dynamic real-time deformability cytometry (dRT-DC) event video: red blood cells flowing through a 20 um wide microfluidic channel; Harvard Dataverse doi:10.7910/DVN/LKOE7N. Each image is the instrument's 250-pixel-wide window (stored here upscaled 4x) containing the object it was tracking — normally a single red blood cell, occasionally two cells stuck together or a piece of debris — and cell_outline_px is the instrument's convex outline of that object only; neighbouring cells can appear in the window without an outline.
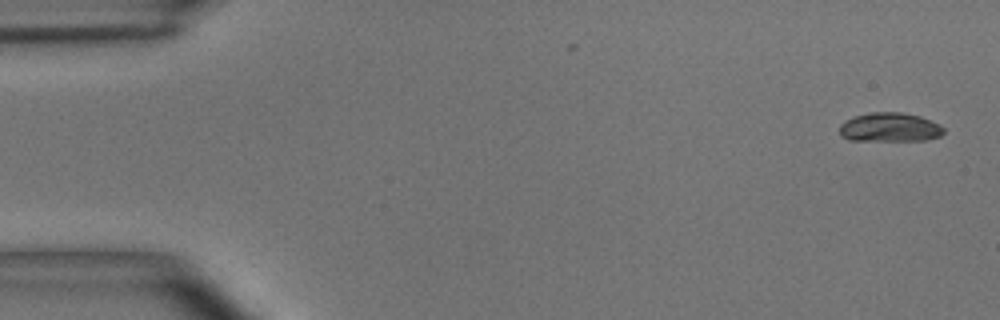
{"species": "common noctule bat (a hibernating species)", "species_latin": "Nyctalus noctula", "temperature_condition": "room temperature", "stored_images_in_passage": 54, "camera_frame_rate_fps": 3000, "um_per_image_px": 0.085, "animal": {"sex": "male", "body_mass_g": 15.6}, "frame": {"image": 1, "passage_image": 1, "time_ms": 0.0, "image_size_px": [1000, 320], "cell_outline_px": [[944, 132], [940, 136], [928, 140], [848, 140], [840, 136], [840, 124], [844, 120], [852, 116], [868, 112], [900, 112], [920, 116], [940, 124], [944, 128]], "centroid_in_image_um": [75.61, 10.81], "position_along_channel_um": 9.4, "area_um2": 17.86}}
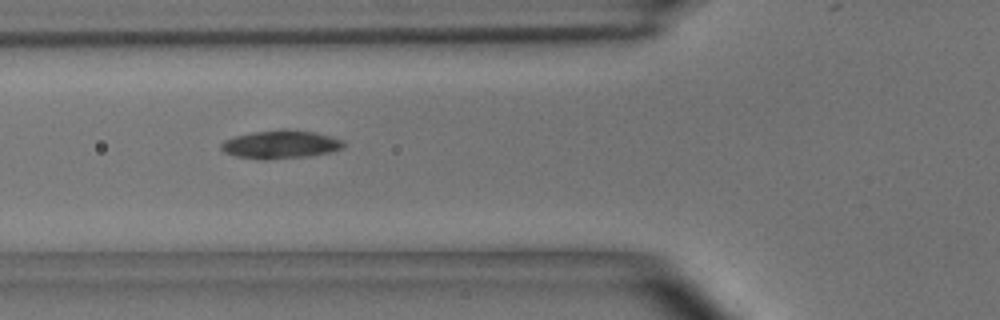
{"frame": {"image": 2, "passage_image": 19, "time_ms": 6.0, "image_size_px": [1000, 320], "cell_outline_px": [[344, 148], [332, 152], [312, 156], [264, 160], [260, 160], [236, 156], [224, 152], [220, 148], [220, 144], [224, 140], [236, 136], [252, 132], [316, 132], [344, 140]], "centroid_in_image_um": [23.86, 12.33], "position_along_channel_um": 101.9, "area_um2": 19.65}}
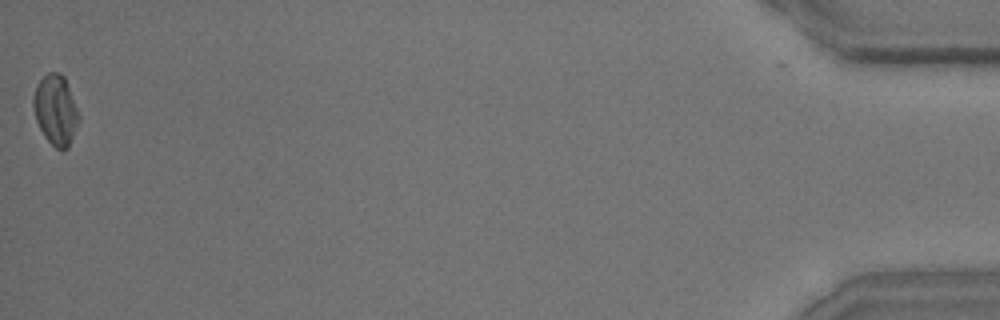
{"frame": {"image": 3, "passage_image": 54, "time_ms": 17.667, "image_size_px": [1000, 320], "cell_outline_px": [[80, 120], [68, 148], [60, 152], [44, 136], [36, 120], [32, 104], [32, 96], [36, 84], [48, 72], [60, 72], [64, 76], [80, 116]], "centroid_in_image_um": [4.72, 9.36], "position_along_channel_um": 430.5, "area_um2": 18.73}, "authors_computed_cell_mechanics": {"area_um2": 18.9295, "velocity_mm_per_s": 3.6176, "shape_relaxation_time_tau1_ms": 3.7537, "shape_relaxation_time_tau2_ms": 6.128, "deformation_change_tau1": 0.1604, "deformation_change_tau2": 0.0662}}